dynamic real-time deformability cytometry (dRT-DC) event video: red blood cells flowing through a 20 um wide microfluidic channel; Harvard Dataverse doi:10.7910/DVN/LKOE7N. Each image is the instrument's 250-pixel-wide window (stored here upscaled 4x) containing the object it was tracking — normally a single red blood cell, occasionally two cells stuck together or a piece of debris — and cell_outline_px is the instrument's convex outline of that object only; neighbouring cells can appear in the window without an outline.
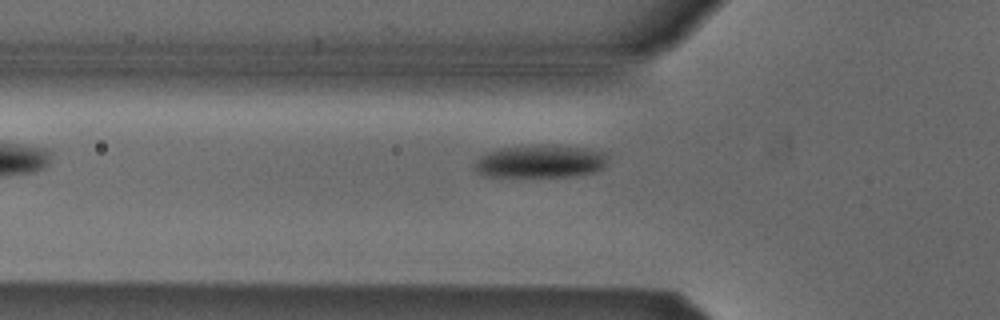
{"species": "Egyptian fruit bat (a non-hibernating species)", "species_latin": "Rousettus aegyptiacus", "temperature_condition": "cold", "stored_images_in_passage": 3, "camera_frame_rate_fps": 3000, "um_per_image_px": 0.085, "animal": {"sex": "male"}, "frame": {"image": 1, "passage_image": 2, "time_ms": 0.333, "image_size_px": [1000, 320], "cell_outline_px": [[608, 156], [604, 164], [600, 168], [592, 172], [568, 176], [484, 176], [476, 172], [472, 164], [480, 156], [488, 152], [500, 148], [540, 144], [552, 144], [584, 148], [608, 152]], "centroid_in_image_um": [45.89, 13.69], "position_along_channel_um": 79.9, "area_um2": 25.55}}